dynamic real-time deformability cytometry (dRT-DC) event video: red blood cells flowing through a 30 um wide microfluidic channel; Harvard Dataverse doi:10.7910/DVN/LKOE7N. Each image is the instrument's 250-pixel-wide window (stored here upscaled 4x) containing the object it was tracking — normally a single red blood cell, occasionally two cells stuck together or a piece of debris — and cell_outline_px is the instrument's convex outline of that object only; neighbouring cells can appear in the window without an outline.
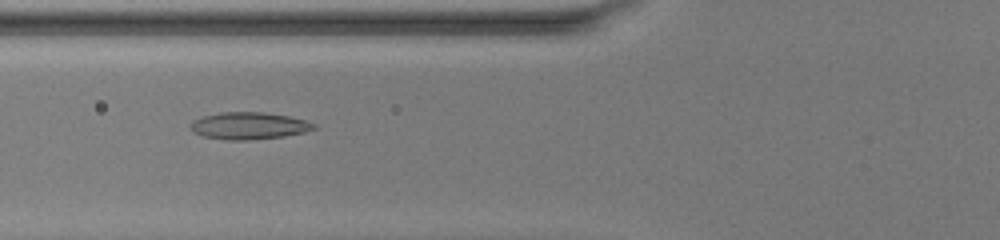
{"species": "common noctule bat (a hibernating species)", "species_latin": "Nyctalus noctula", "temperature_condition": "warm", "stored_images_in_passage": 33, "camera_frame_rate_fps": 3000, "um_per_image_px": 0.085, "animal": {"sex": "female", "body_mass_g": 20.0, "forearm_length_mm": 54.0}, "frame": {"image": 1, "passage_image": 3, "time_ms": 0.667, "image_size_px": [1000, 240], "cell_outline_px": [[316, 128], [304, 132], [284, 136], [248, 140], [228, 140], [204, 136], [192, 132], [192, 120], [204, 116], [220, 112], [264, 112], [288, 116], [304, 120], [316, 124]], "centroid_in_image_um": [21.16, 10.69], "position_along_channel_um": 104.6, "area_um2": 19.31}}
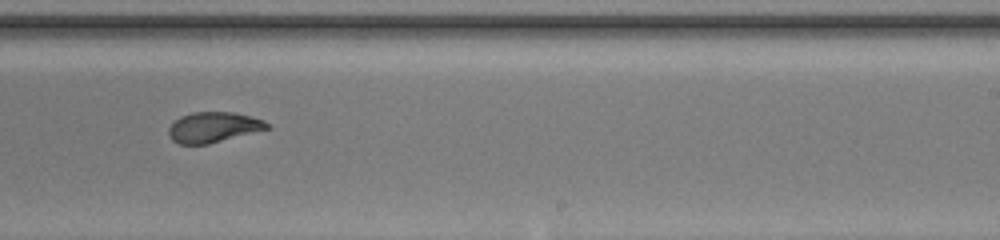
{"frame": {"image": 2, "passage_image": 15, "time_ms": 4.667, "image_size_px": [1000, 240], "cell_outline_px": [[272, 128], [208, 144], [180, 144], [172, 140], [168, 132], [168, 128], [180, 116], [192, 112], [232, 112], [252, 116], [264, 120]], "centroid_in_image_um": [18.16, 10.81], "position_along_channel_um": 270.8, "area_um2": 17.46}}
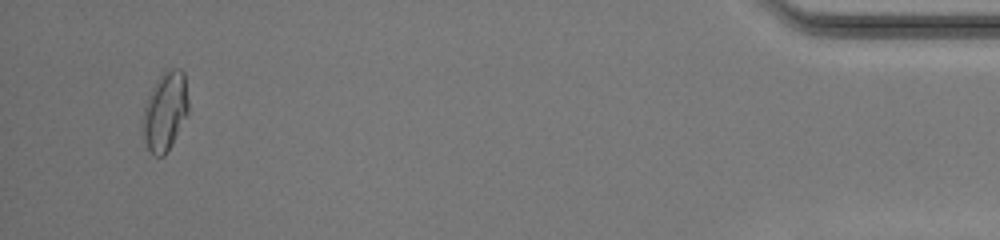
{"frame": {"image": 3, "passage_image": 31, "time_ms": 10.0, "image_size_px": [1000, 240], "cell_outline_px": [[188, 112], [164, 156], [156, 156], [148, 148], [144, 140], [140, 124], [140, 120], [148, 96], [156, 80], [168, 68], [180, 68], [184, 72], [188, 100]], "centroid_in_image_um": [14.0, 9.43], "position_along_channel_um": 421.2, "area_um2": 20.87}}